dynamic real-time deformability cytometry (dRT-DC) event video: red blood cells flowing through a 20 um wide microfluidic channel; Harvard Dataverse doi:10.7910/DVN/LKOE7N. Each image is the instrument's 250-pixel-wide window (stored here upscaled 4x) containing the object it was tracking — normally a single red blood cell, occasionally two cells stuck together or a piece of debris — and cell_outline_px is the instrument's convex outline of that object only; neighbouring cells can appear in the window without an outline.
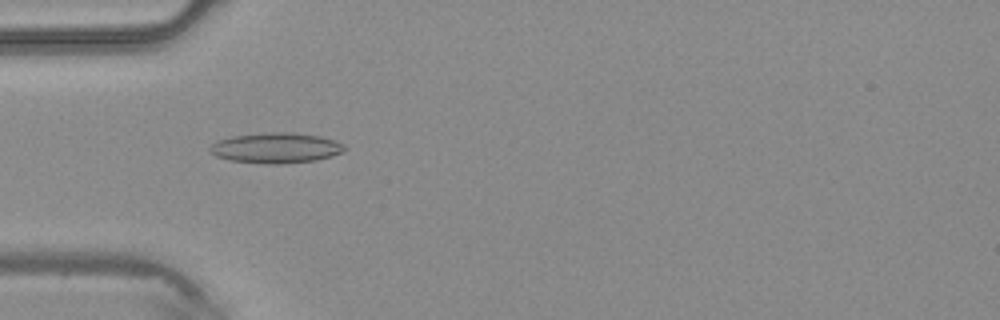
{"species": "common noctule bat (a hibernating species)", "species_latin": "Nyctalus noctula", "temperature_condition": "warm", "stored_images_in_passage": 4, "camera_frame_rate_fps": 3000, "um_per_image_px": 0.085, "animal": {"sex": "male", "body_mass_g": 20.4}, "frame": {"image": 1, "passage_image": 3, "time_ms": 0.667, "image_size_px": [1000, 320], "cell_outline_px": [[344, 152], [332, 156], [316, 160], [276, 164], [264, 164], [228, 160], [216, 156], [208, 148], [212, 144], [220, 140], [232, 136], [272, 132], [292, 132], [320, 136], [344, 144]], "centroid_in_image_um": [23.46, 12.58], "position_along_channel_um": 61.5, "area_um2": 23.7}}
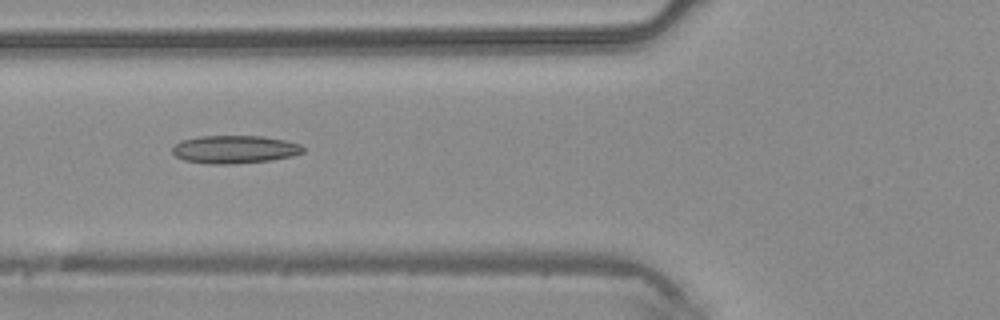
{"frame": {"image": 2, "passage_image": 4, "time_ms": 1.0, "image_size_px": [1000, 320], "cell_outline_px": [[304, 152], [292, 156], [272, 160], [236, 164], [208, 164], [184, 160], [176, 156], [172, 152], [172, 148], [180, 140], [200, 136], [260, 136], [284, 140], [300, 144], [304, 148]], "centroid_in_image_um": [19.94, 12.7], "position_along_channel_um": 105.9, "area_um2": 21.39}}